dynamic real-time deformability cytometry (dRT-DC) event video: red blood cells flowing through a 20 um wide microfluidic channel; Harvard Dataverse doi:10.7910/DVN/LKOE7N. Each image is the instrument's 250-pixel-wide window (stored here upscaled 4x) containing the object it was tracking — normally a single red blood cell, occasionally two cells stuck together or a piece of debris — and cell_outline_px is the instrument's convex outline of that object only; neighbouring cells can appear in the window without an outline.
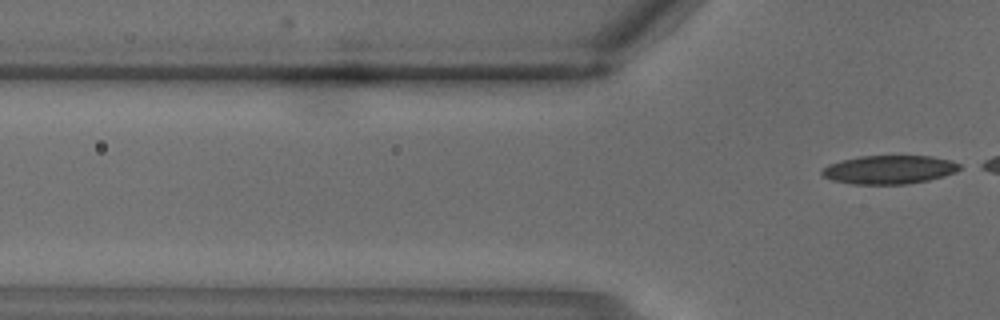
{"species": "common noctule bat (a hibernating species)", "species_latin": "Nyctalus noctula", "temperature_condition": "warm", "stored_images_in_passage": 4, "camera_frame_rate_fps": 3000, "um_per_image_px": 0.085, "animal": {"sex": "male", "body_mass_g": 18.8}, "frame": {"image": 1, "passage_image": 4, "time_ms": 1.0, "image_size_px": [1000, 320], "cell_outline_px": [[964, 168], [956, 172], [944, 176], [928, 180], [908, 184], [852, 184], [832, 180], [824, 176], [820, 172], [820, 168], [828, 164], [840, 160], [860, 156], [932, 156], [952, 160], [960, 164]], "centroid_in_image_um": [75.59, 14.41], "position_along_channel_um": 50.2, "area_um2": 23.24}}